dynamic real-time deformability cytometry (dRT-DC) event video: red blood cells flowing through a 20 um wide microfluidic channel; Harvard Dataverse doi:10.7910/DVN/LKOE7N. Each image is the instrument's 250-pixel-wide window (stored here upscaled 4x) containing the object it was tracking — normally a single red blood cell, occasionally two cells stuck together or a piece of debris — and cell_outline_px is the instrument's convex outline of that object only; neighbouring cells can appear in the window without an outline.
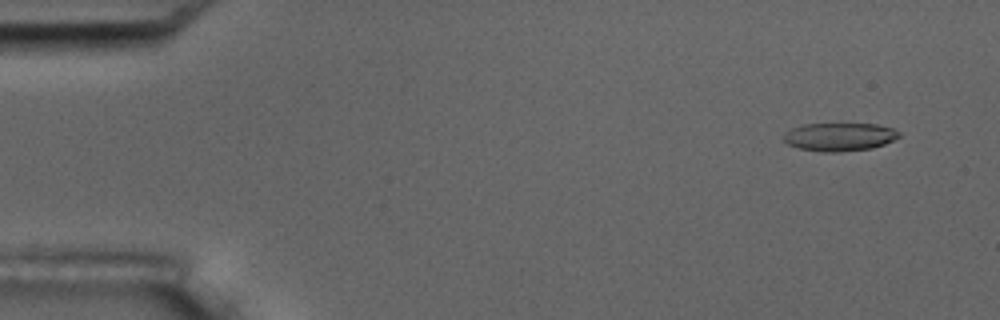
{"species": "common noctule bat (a hibernating species)", "species_latin": "Nyctalus noctula", "temperature_condition": "room temperature", "stored_images_in_passage": 5, "camera_frame_rate_fps": 3000, "um_per_image_px": 0.085, "animal": {"sex": "male", "body_mass_g": 17.5, "forearm_length_mm": 52.3}, "frame": {"image": 1, "passage_image": 2, "time_ms": 1.0, "image_size_px": [1000, 320], "cell_outline_px": [[900, 136], [884, 144], [872, 148], [840, 152], [820, 152], [800, 148], [788, 144], [784, 140], [784, 132], [800, 124], [876, 124], [892, 128], [900, 132]], "centroid_in_image_um": [71.34, 11.63], "position_along_channel_um": 13.7, "area_um2": 18.96}}
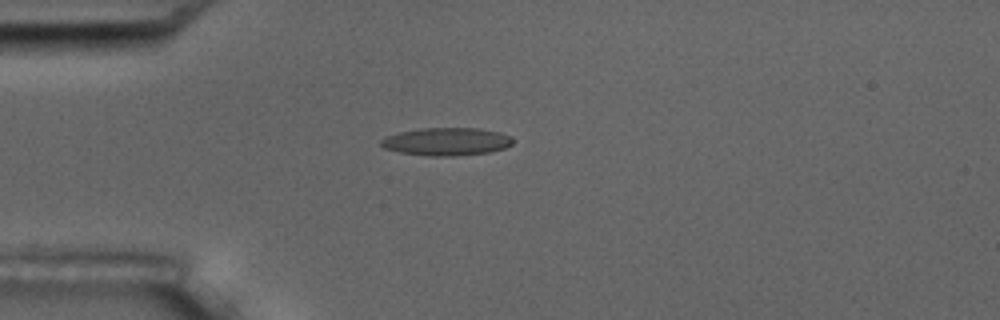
{"frame": {"image": 2, "passage_image": 5, "time_ms": 4.667, "image_size_px": [1000, 320], "cell_outline_px": [[516, 140], [512, 144], [504, 148], [488, 152], [456, 156], [428, 156], [400, 152], [384, 148], [380, 144], [380, 140], [388, 136], [400, 132], [420, 128], [476, 128], [500, 132], [512, 136]], "centroid_in_image_um": [37.99, 12.03], "position_along_channel_um": 47.0, "area_um2": 21.44}}